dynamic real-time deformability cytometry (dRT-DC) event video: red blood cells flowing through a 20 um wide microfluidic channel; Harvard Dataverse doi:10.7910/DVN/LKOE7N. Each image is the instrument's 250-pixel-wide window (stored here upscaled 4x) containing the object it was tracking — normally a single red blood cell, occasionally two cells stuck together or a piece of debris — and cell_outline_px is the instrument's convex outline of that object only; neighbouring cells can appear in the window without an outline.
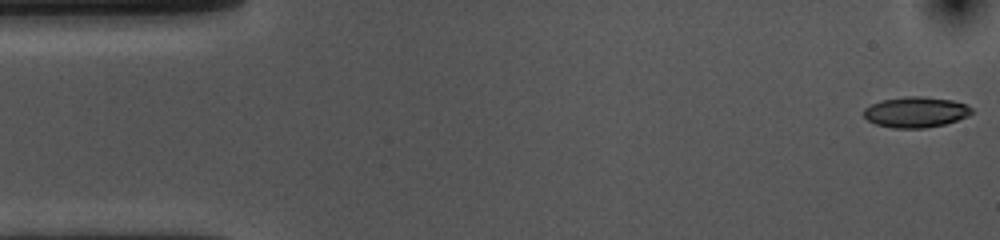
{"species": "common noctule bat (a hibernating species)", "species_latin": "Nyctalus noctula", "temperature_condition": "cold", "stored_images_in_passage": 54, "camera_frame_rate_fps": 3000, "um_per_image_px": 0.085, "animal": {"sex": "female", "body_mass_g": 10.0, "forearm_length_mm": 53.1}, "frame": {"image": 1, "passage_image": 1, "time_ms": 0.0, "image_size_px": [1000, 240], "cell_outline_px": [[972, 112], [968, 116], [944, 124], [924, 128], [892, 128], [876, 124], [868, 120], [864, 116], [864, 108], [880, 100], [904, 96], [924, 96], [952, 100], [964, 104], [972, 108]], "centroid_in_image_um": [77.82, 9.52], "position_along_channel_um": 7.2, "area_um2": 19.25}}
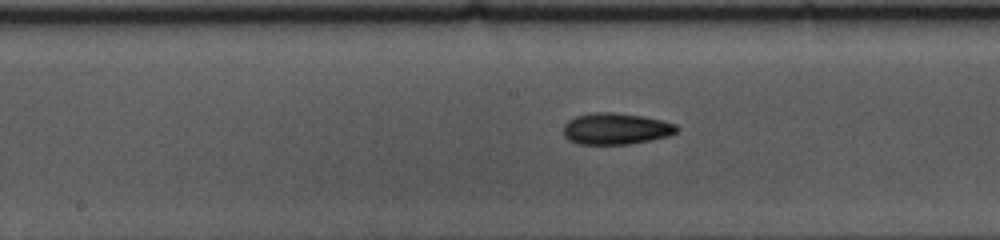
{"frame": {"image": 2, "passage_image": 26, "time_ms": 8.333, "image_size_px": [1000, 240], "cell_outline_px": [[680, 128], [676, 132], [668, 136], [628, 144], [580, 144], [568, 140], [564, 136], [564, 124], [568, 120], [576, 116], [592, 112], [612, 112], [640, 116], [660, 120], [676, 124]], "centroid_in_image_um": [52.32, 10.94], "position_along_channel_um": 195.9, "area_um2": 20.63}}
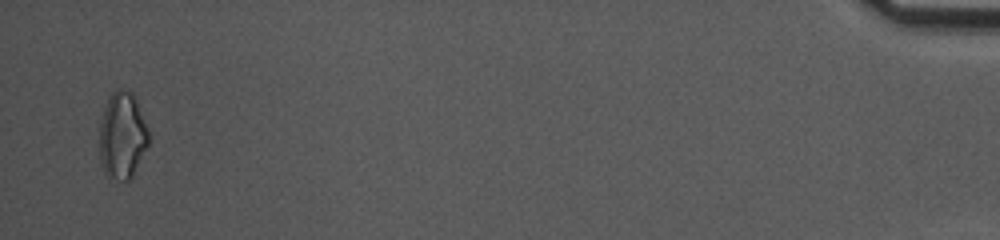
{"frame": {"image": 3, "passage_image": 53, "time_ms": 17.333, "image_size_px": [1000, 240], "cell_outline_px": [[152, 136], [132, 176], [128, 180], [124, 180], [112, 176], [104, 172], [100, 160], [100, 120], [108, 96], [116, 88], [128, 88], [132, 92], [136, 100]], "centroid_in_image_um": [10.41, 11.44], "position_along_channel_um": 424.8, "area_um2": 24.97}, "authors_computed_cell_mechanics": {"area_um2": 19.941, "velocity_mm_per_s": 3.5924, "shape_relaxation_time_tau1_ms": 3.1999, "shape_relaxation_time_tau2_ms": 7.2785, "deformation_change_tau1": 0.1222, "deformation_change_tau2": 0.154}}